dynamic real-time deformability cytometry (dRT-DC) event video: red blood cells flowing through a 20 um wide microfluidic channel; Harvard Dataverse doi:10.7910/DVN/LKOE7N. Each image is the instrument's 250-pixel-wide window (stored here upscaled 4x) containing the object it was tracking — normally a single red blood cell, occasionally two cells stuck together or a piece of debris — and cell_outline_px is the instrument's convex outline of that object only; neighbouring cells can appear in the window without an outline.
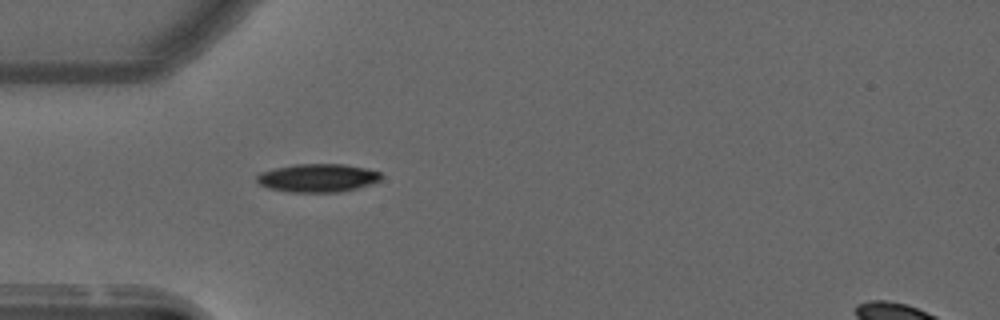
{"species": "common noctule bat (a hibernating species)", "species_latin": "Nyctalus noctula", "temperature_condition": "warm", "stored_images_in_passage": 40, "camera_frame_rate_fps": 3000, "um_per_image_px": 0.085, "animal": {"sex": "male", "forearm_length_mm": 52.5}, "frame": {"image": 1, "passage_image": 1, "time_ms": 0.0, "image_size_px": [1000, 320], "cell_outline_px": [[384, 176], [380, 180], [356, 188], [336, 192], [288, 192], [268, 188], [260, 184], [256, 180], [256, 176], [260, 172], [292, 164], [344, 164], [364, 168], [380, 172]], "centroid_in_image_um": [26.97, 15.12], "position_along_channel_um": 58.0, "area_um2": 20.4}}
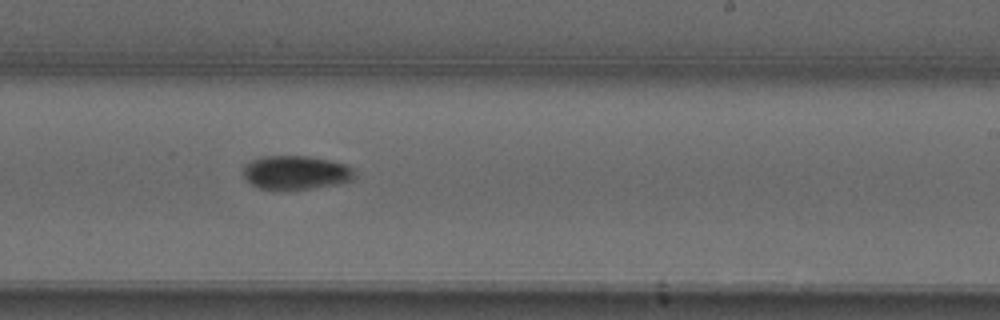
{"frame": {"image": 2, "passage_image": 18, "time_ms": 5.667, "image_size_px": [1000, 320], "cell_outline_px": [[356, 176], [352, 180], [336, 184], [312, 188], [280, 192], [272, 192], [260, 188], [252, 184], [244, 176], [244, 164], [260, 156], [308, 156], [332, 160], [344, 164], [352, 168]], "centroid_in_image_um": [25.12, 14.69], "position_along_channel_um": 263.9, "area_um2": 22.48}}
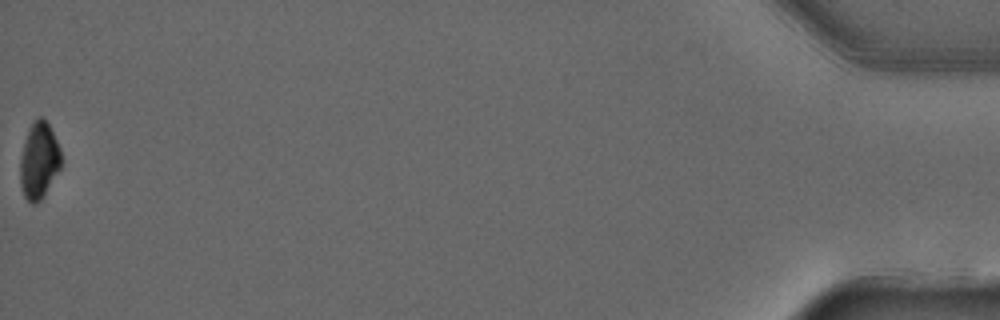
{"frame": {"image": 3, "passage_image": 40, "time_ms": 13.0, "image_size_px": [1000, 320], "cell_outline_px": [[60, 168], [40, 200], [36, 204], [32, 204], [24, 196], [20, 184], [20, 160], [28, 128], [40, 116], [48, 124], [60, 148]], "centroid_in_image_um": [3.29, 13.67], "position_along_channel_um": 431.9, "area_um2": 17.74}, "authors_computed_cell_mechanics": {"area_um2": 21.0103, "velocity_mm_per_s": 3.7024, "shape_relaxation_time_tau1_ms": 5.5172, "shape_relaxation_time_tau2_ms": null, "deformation_change_tau1": 0.184, "deformation_change_tau2": null}}